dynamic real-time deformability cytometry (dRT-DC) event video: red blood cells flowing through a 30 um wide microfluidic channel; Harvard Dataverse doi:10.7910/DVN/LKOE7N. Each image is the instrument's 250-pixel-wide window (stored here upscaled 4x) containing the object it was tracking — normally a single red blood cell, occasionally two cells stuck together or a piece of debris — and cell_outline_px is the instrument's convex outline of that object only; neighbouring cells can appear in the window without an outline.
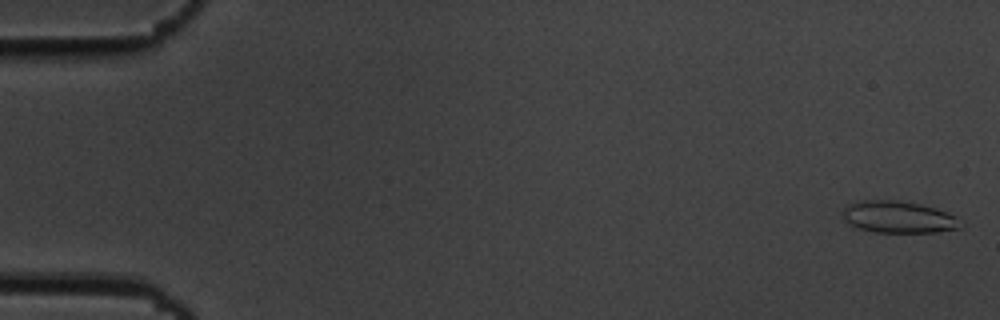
{"species": "common noctule bat (a hibernating species)", "species_latin": "Nyctalus noctula", "temperature_condition": "cold", "stored_images_in_passage": 55, "camera_frame_rate_fps": 3000, "um_per_image_px": 0.085, "animal": {"sex": "male", "body_mass_g": 19.5, "forearm_length_mm": 54.6}, "frame": {"image": 1, "passage_image": 1, "time_ms": 0.0, "image_size_px": [1000, 320], "cell_outline_px": [[964, 224], [960, 228], [936, 232], [876, 232], [860, 228], [848, 224], [840, 220], [840, 212], [848, 204], [860, 200], [896, 200], [920, 204], [936, 208], [956, 216]], "centroid_in_image_um": [76.32, 18.44], "position_along_channel_um": 8.7, "area_um2": 22.25}}
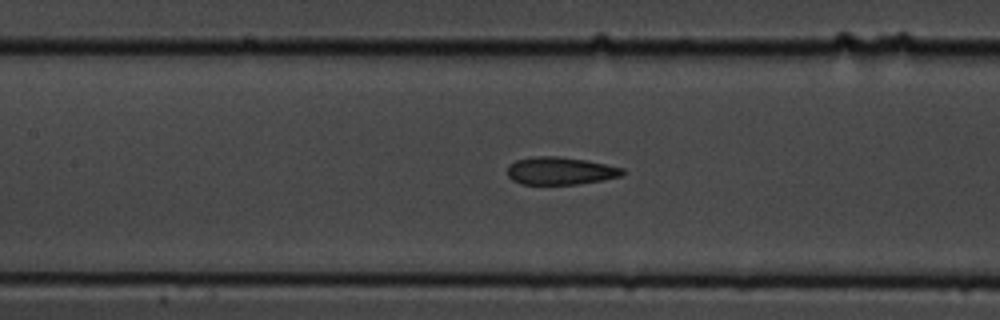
{"frame": {"image": 2, "passage_image": 25, "time_ms": 8.0, "image_size_px": [1000, 320], "cell_outline_px": [[624, 172], [620, 176], [604, 180], [576, 184], [520, 184], [512, 180], [508, 176], [508, 164], [516, 160], [536, 156], [556, 156], [584, 160], [624, 168]], "centroid_in_image_um": [47.59, 14.53], "position_along_channel_um": 159.8, "area_um2": 18.44}}
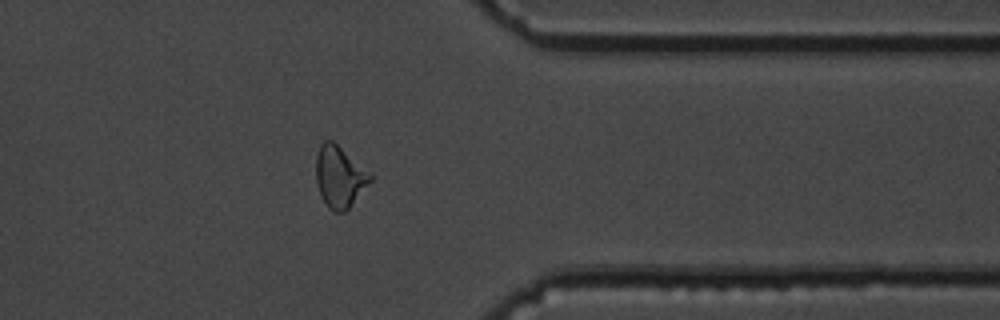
{"frame": {"image": 3, "passage_image": 44, "time_ms": 14.333, "image_size_px": [1000, 320], "cell_outline_px": [[372, 180], [348, 208], [344, 212], [332, 212], [328, 208], [316, 184], [316, 156], [320, 144], [324, 140], [332, 140], [372, 172]], "centroid_in_image_um": [28.87, 15.0], "position_along_channel_um": 382.5, "area_um2": 19.54}, "authors_computed_cell_mechanics": {"area_um2": 19.5364, "velocity_mm_per_s": 3.6596, "shape_relaxation_time_tau1_ms": null, "shape_relaxation_time_tau2_ms": 2.7855, "deformation_change_tau1": null, "deformation_change_tau2": 0.1164}}